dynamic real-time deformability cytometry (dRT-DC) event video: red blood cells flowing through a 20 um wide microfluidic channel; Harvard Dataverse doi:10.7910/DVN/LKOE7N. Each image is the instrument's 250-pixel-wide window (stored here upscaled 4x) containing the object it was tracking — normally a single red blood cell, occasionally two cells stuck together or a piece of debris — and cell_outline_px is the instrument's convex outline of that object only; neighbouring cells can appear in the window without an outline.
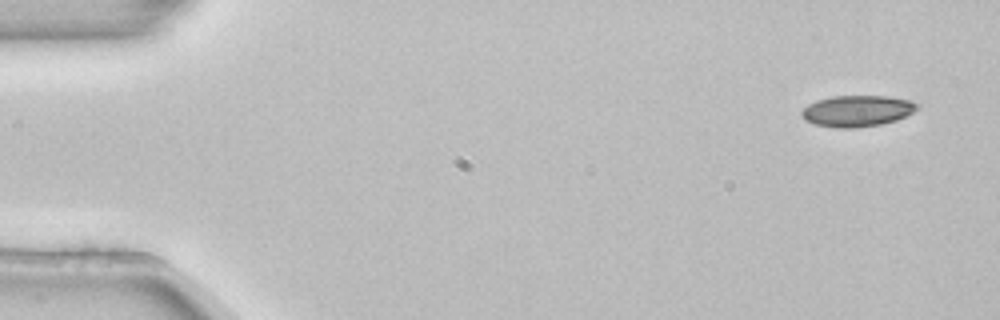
{"species": "common noctule bat (a hibernating species)", "species_latin": "Nyctalus noctula", "temperature_condition": "room temperature", "stored_images_in_passage": 4, "camera_frame_rate_fps": 3000, "um_per_image_px": 0.085, "animal": {"sex": "female", "body_mass_g": 22.7, "forearm_length_mm": 54.2}, "frame": {"image": 1, "passage_image": 1, "time_ms": 0.0, "image_size_px": [1000, 320], "cell_outline_px": [[920, 104], [912, 112], [896, 120], [880, 124], [852, 128], [836, 128], [816, 124], [804, 120], [800, 112], [808, 104], [816, 100], [832, 96], [888, 96], [912, 100]], "centroid_in_image_um": [72.84, 9.42], "position_along_channel_um": 12.2, "area_um2": 20.98}}
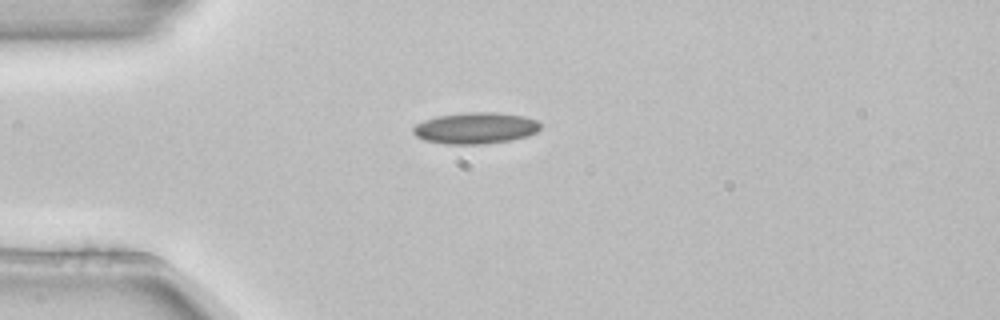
{"frame": {"image": 2, "passage_image": 3, "time_ms": 0.667, "image_size_px": [1000, 320], "cell_outline_px": [[540, 128], [536, 132], [528, 136], [512, 140], [484, 144], [444, 144], [424, 140], [416, 136], [412, 132], [412, 128], [416, 124], [424, 120], [436, 116], [464, 112], [496, 112], [524, 116], [536, 120], [540, 124]], "centroid_in_image_um": [40.4, 10.89], "position_along_channel_um": 44.6, "area_um2": 23.47}}